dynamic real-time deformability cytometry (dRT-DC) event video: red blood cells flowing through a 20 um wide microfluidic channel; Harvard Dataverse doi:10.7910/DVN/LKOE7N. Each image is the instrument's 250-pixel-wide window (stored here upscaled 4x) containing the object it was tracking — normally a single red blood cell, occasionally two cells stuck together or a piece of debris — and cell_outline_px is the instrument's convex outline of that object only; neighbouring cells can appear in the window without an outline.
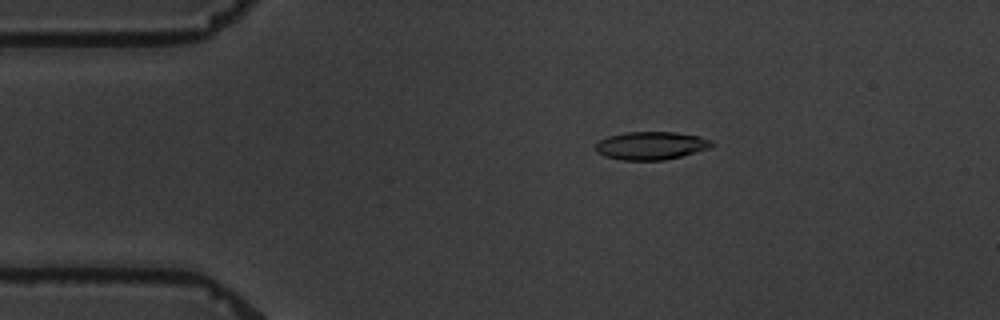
{"species": "common noctule bat (a hibernating species)", "species_latin": "Nyctalus noctula", "temperature_condition": "warm", "stored_images_in_passage": 5, "camera_frame_rate_fps": 3000, "um_per_image_px": 0.085, "animal": {"sex": "male", "body_mass_g": 19.5, "forearm_length_mm": 54.6}, "frame": {"image": 1, "passage_image": 4, "time_ms": 3.333, "image_size_px": [1000, 320], "cell_outline_px": [[716, 144], [712, 148], [664, 160], [624, 160], [604, 156], [596, 152], [596, 144], [600, 140], [608, 136], [628, 132], [676, 132], [700, 136], [712, 140]], "centroid_in_image_um": [55.39, 12.37], "position_along_channel_um": 29.6, "area_um2": 19.07}}